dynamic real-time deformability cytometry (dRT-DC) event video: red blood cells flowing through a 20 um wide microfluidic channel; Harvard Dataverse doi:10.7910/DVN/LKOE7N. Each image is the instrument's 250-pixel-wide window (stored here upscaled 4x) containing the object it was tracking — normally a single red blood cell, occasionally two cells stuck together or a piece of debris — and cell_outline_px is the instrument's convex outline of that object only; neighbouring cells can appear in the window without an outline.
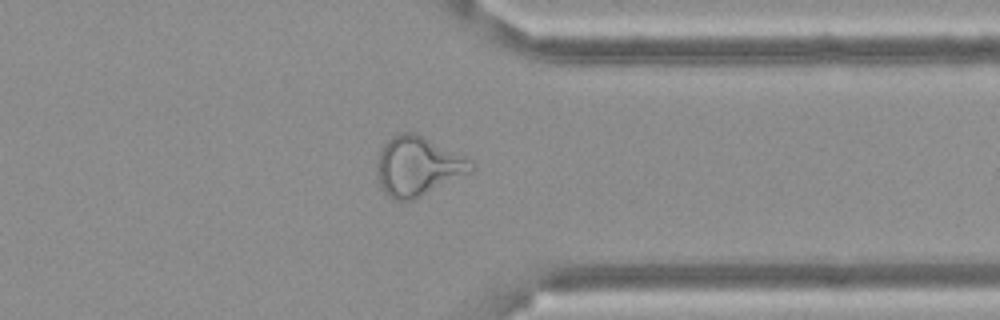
{"species": "Egyptian fruit bat (a non-hibernating species)", "species_latin": "Rousettus aegyptiacus", "temperature_condition": "cold", "stored_images_in_passage": 58, "camera_frame_rate_fps": 3000, "um_per_image_px": 0.085, "frame": {"image": 1, "passage_image": 46, "time_ms": 15.0, "image_size_px": [1000, 320], "cell_outline_px": [[476, 168], [472, 172], [412, 200], [396, 200], [388, 196], [384, 192], [380, 184], [376, 172], [376, 164], [380, 148], [392, 136], [400, 132], [416, 132], [468, 156], [476, 164]], "centroid_in_image_um": [35.55, 14.09], "position_along_channel_um": 375.8, "area_um2": 33.12}}
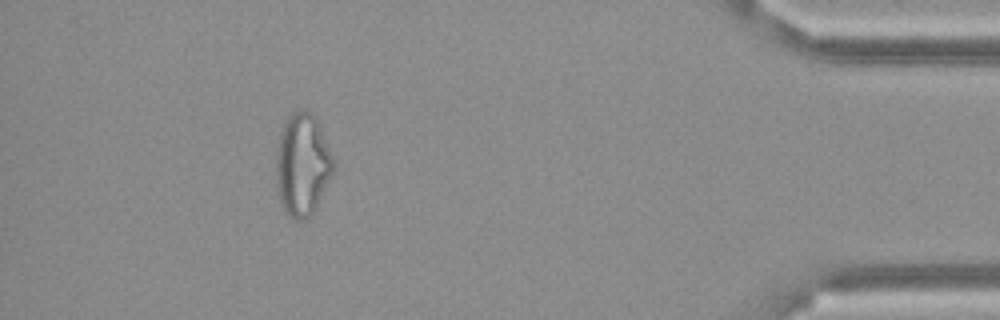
{"frame": {"image": 2, "passage_image": 53, "time_ms": 17.333, "image_size_px": [1000, 320], "cell_outline_px": [[336, 164], [316, 208], [304, 220], [292, 220], [284, 208], [280, 200], [276, 176], [276, 152], [280, 132], [288, 116], [292, 112], [300, 108], [312, 112], [316, 116], [320, 124]], "centroid_in_image_um": [25.72, 13.94], "position_along_channel_um": 409.5, "area_um2": 34.33}}